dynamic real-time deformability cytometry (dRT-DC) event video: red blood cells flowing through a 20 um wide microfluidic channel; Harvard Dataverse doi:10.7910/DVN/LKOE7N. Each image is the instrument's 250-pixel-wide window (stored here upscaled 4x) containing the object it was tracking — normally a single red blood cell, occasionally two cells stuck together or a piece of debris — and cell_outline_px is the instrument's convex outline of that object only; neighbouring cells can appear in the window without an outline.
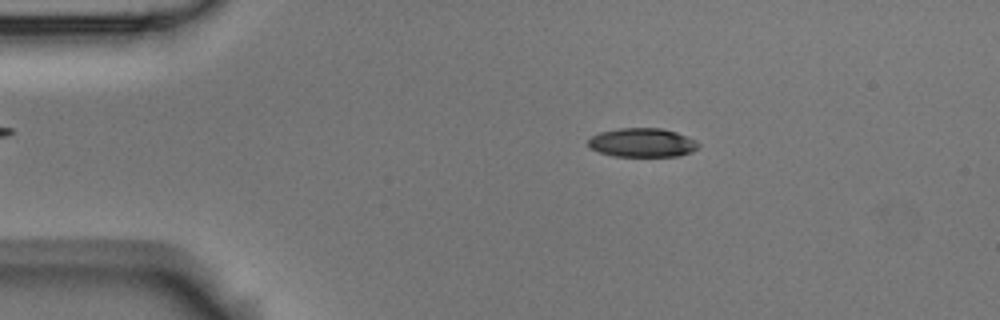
{"species": "Egyptian fruit bat (a non-hibernating species)", "species_latin": "Rousettus aegyptiacus", "temperature_condition": "room temperature", "stored_images_in_passage": 5, "camera_frame_rate_fps": 3000, "um_per_image_px": 0.085, "animal": {"sex": "male"}, "frame": {"image": 1, "passage_image": 2, "time_ms": 0.333, "image_size_px": [1000, 320], "cell_outline_px": [[700, 144], [692, 152], [680, 156], [612, 156], [600, 152], [592, 148], [588, 144], [588, 140], [592, 136], [600, 132], [620, 128], [660, 128], [676, 132], [688, 136], [696, 140]], "centroid_in_image_um": [54.62, 12.12], "position_along_channel_um": 30.4, "area_um2": 18.55}}
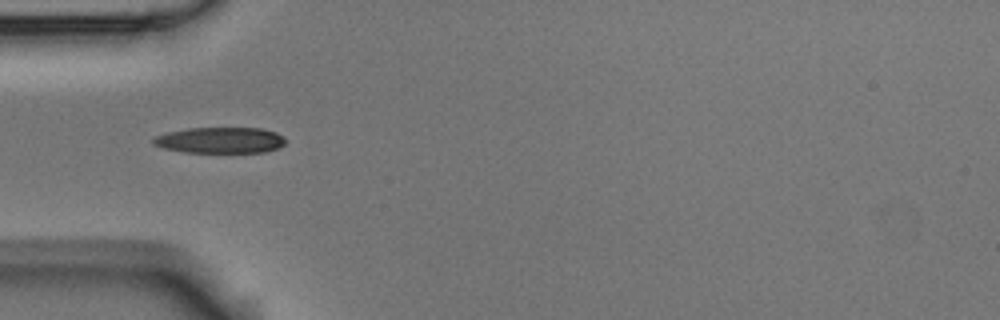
{"frame": {"image": 2, "passage_image": 4, "time_ms": 1.0, "image_size_px": [1000, 320], "cell_outline_px": [[288, 140], [280, 148], [264, 152], [184, 152], [164, 148], [152, 144], [152, 140], [156, 136], [168, 132], [188, 128], [260, 128], [276, 132], [284, 136]], "centroid_in_image_um": [18.76, 11.91], "position_along_channel_um": 66.2, "area_um2": 20.11}}
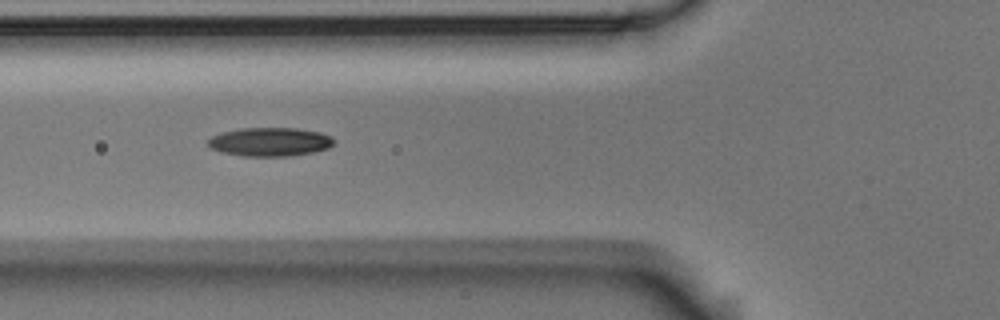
{"frame": {"image": 3, "passage_image": 5, "time_ms": 1.333, "image_size_px": [1000, 320], "cell_outline_px": [[336, 144], [328, 148], [312, 152], [288, 156], [244, 156], [224, 152], [212, 148], [208, 144], [208, 140], [212, 136], [220, 132], [240, 128], [296, 128], [320, 132], [332, 136], [336, 140]], "centroid_in_image_um": [22.99, 12.04], "position_along_channel_um": 102.8, "area_um2": 21.1}}